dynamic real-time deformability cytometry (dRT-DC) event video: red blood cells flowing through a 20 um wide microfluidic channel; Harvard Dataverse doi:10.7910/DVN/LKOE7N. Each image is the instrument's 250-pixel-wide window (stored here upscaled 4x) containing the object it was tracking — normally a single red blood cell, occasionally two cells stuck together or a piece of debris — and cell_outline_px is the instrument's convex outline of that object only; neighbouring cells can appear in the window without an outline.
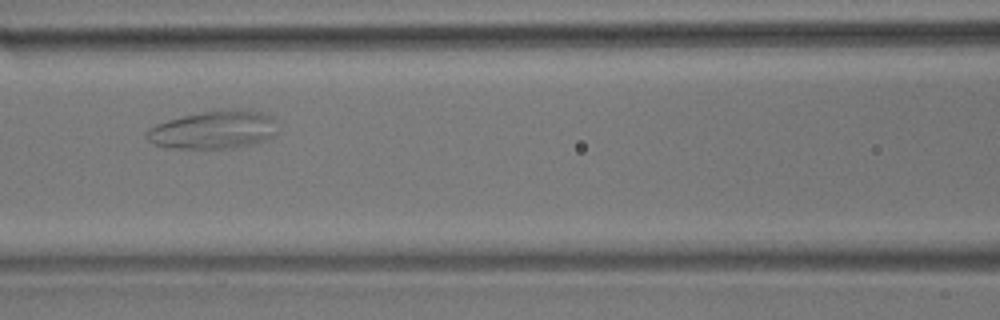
{"species": "common noctule bat (a hibernating species)", "species_latin": "Nyctalus noctula", "temperature_condition": "room temperature", "stored_images_in_passage": 6, "camera_frame_rate_fps": 3000, "um_per_image_px": 0.085, "animal": {"sex": "male", "body_mass_g": 17.9}, "frame": {"image": 1, "passage_image": 5, "time_ms": 1.333, "image_size_px": [1000, 320], "cell_outline_px": [[276, 132], [272, 136], [264, 140], [252, 144], [228, 148], [172, 148], [152, 144], [144, 136], [144, 132], [148, 128], [156, 124], [168, 120], [200, 112], [260, 112], [268, 116], [272, 120]], "centroid_in_image_um": [18.02, 11.08], "position_along_channel_um": 148.6, "area_um2": 27.92}}
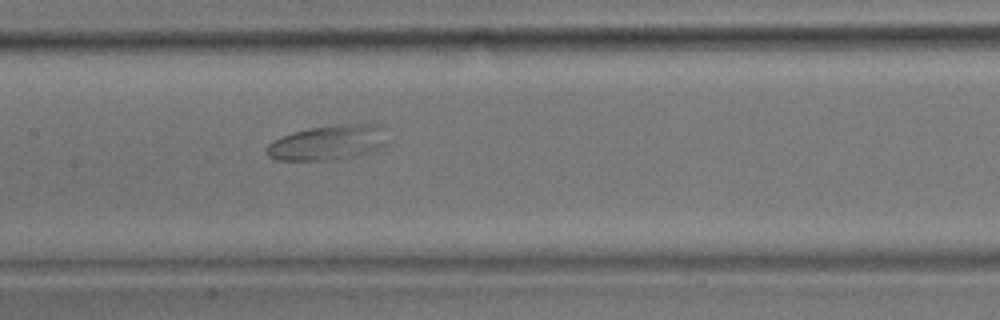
{"frame": {"image": 2, "passage_image": 6, "time_ms": 1.667, "image_size_px": [1000, 320], "cell_outline_px": [[392, 140], [384, 148], [336, 160], [276, 160], [268, 156], [268, 144], [272, 140], [280, 136], [312, 128], [344, 124], [380, 124]], "centroid_in_image_um": [27.98, 12.12], "position_along_channel_um": 179.4, "area_um2": 24.8}}